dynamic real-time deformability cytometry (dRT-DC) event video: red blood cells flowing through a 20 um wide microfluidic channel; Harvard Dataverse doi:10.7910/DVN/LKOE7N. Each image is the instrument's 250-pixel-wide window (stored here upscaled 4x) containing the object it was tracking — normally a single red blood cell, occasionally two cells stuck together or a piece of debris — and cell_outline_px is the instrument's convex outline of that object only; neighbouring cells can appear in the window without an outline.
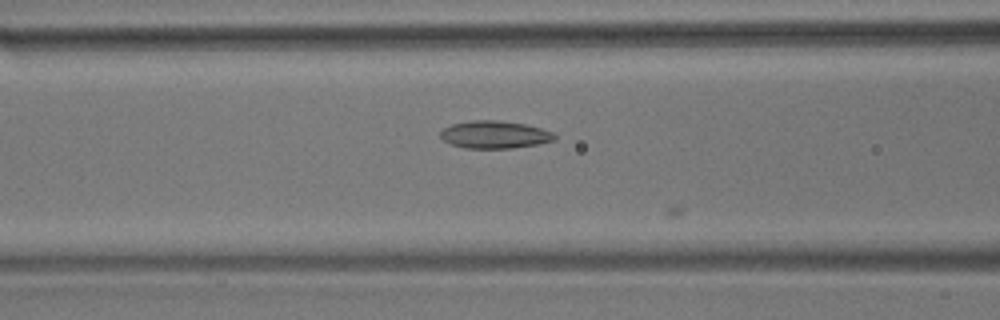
{"species": "common noctule bat (a hibernating species)", "species_latin": "Nyctalus noctula", "temperature_condition": "room temperature", "stored_images_in_passage": 24, "camera_frame_rate_fps": 3000, "um_per_image_px": 0.085, "animal": {"sex": "male", "body_mass_g": 17.9}, "frame": {"image": 1, "passage_image": 23, "time_ms": 7.333, "image_size_px": [1000, 320], "cell_outline_px": [[556, 140], [536, 144], [512, 148], [464, 148], [448, 144], [440, 136], [440, 132], [444, 128], [452, 124], [468, 120], [500, 120], [524, 124], [540, 128], [552, 132], [556, 136]], "centroid_in_image_um": [42.01, 11.44], "position_along_channel_um": 124.6, "area_um2": 18.38}}